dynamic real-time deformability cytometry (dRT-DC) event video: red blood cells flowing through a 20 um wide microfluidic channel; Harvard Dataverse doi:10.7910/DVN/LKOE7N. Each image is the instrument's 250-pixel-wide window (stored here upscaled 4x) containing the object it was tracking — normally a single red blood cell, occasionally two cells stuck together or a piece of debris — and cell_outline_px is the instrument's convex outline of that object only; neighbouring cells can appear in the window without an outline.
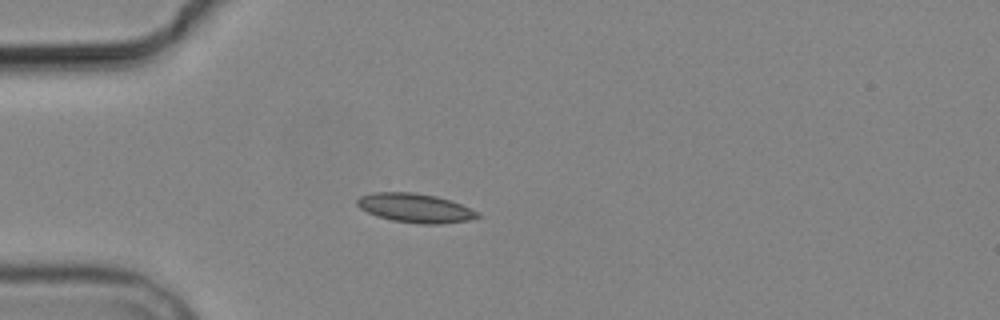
{"species": "common noctule bat (a hibernating species)", "species_latin": "Nyctalus noctula", "temperature_condition": "cold", "stored_images_in_passage": 1, "camera_frame_rate_fps": 3000, "um_per_image_px": 0.085, "animal": {"sex": "male", "body_mass_g": 19.2, "forearm_length_mm": 51.8}, "frame": {"image": 1, "passage_image": 1, "time_ms": 0.0, "image_size_px": [1000, 320], "cell_outline_px": [[480, 216], [472, 220], [440, 224], [420, 224], [392, 220], [376, 216], [360, 208], [356, 204], [356, 200], [360, 196], [372, 192], [416, 192], [436, 196], [460, 204], [480, 212]], "centroid_in_image_um": [35.29, 17.68], "position_along_channel_um": 49.7, "area_um2": 20.52}}